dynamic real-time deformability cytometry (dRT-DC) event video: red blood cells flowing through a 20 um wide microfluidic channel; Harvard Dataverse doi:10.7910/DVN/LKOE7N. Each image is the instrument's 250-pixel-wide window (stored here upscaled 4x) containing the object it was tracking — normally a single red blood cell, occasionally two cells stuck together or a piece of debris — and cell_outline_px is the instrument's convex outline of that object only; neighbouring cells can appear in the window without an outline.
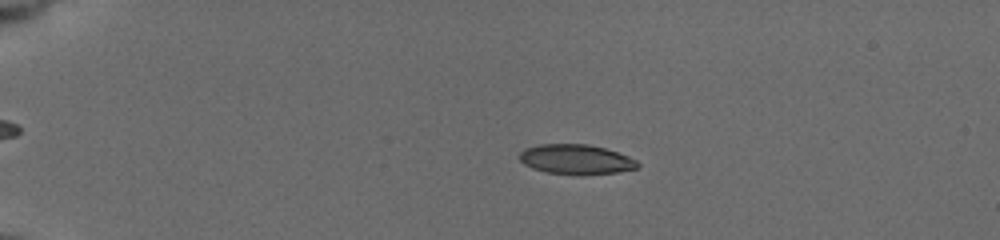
{"species": "common noctule bat (a hibernating species)", "species_latin": "Nyctalus noctula", "temperature_condition": "cold", "stored_images_in_passage": 57, "camera_frame_rate_fps": 3000, "um_per_image_px": 0.085, "animal": {"sex": "female", "body_mass_g": 19.5, "forearm_length_mm": 54.1}, "frame": {"image": 1, "passage_image": 14, "time_ms": 4.333, "image_size_px": [1000, 240], "cell_outline_px": [[640, 168], [616, 172], [580, 176], [576, 176], [544, 172], [532, 168], [524, 164], [520, 160], [520, 152], [524, 148], [540, 144], [588, 144], [604, 148], [628, 156], [636, 160], [640, 164]], "centroid_in_image_um": [48.96, 13.57], "position_along_channel_um": 36.0, "area_um2": 20.87}}
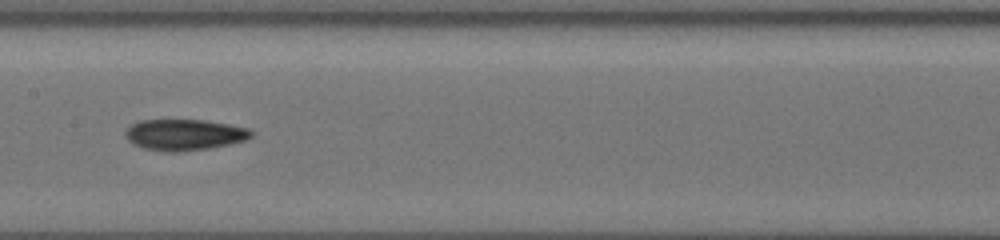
{"frame": {"image": 2, "passage_image": 32, "time_ms": 10.333, "image_size_px": [1000, 240], "cell_outline_px": [[256, 132], [252, 136], [244, 140], [228, 144], [208, 148], [176, 152], [164, 152], [144, 148], [132, 144], [128, 140], [124, 132], [132, 124], [140, 120], [204, 120], [228, 124], [248, 128]], "centroid_in_image_um": [15.66, 11.45], "position_along_channel_um": 191.7, "area_um2": 22.77}}
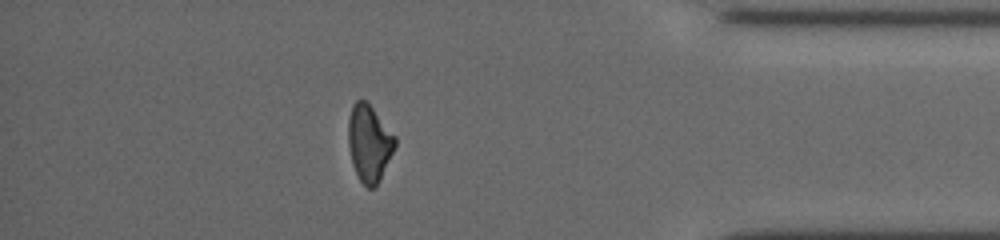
{"frame": {"image": 3, "passage_image": 51, "time_ms": 16.667, "image_size_px": [1000, 240], "cell_outline_px": [[396, 144], [380, 180], [372, 188], [368, 188], [360, 180], [352, 164], [348, 144], [348, 120], [352, 104], [356, 100], [368, 100], [396, 136]], "centroid_in_image_um": [31.38, 12.11], "position_along_channel_um": 403.8, "area_um2": 21.1}, "authors_computed_cell_mechanics": {"area_um2": 21.2126, "velocity_mm_per_s": 3.7685, "shape_relaxation_time_tau1_ms": 6.5599, "shape_relaxation_time_tau2_ms": 3.8357, "deformation_change_tau1": 0.1765, "deformation_change_tau2": 0.0894}}